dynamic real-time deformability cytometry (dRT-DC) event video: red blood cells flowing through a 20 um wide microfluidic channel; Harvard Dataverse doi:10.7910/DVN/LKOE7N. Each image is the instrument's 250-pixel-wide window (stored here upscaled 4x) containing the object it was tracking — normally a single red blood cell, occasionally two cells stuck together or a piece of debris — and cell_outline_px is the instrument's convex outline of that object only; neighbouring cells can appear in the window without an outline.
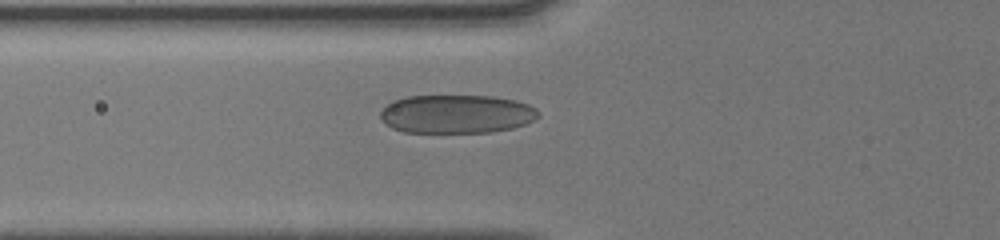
{"species": "human", "species_latin": "Homo sapiens", "temperature_condition": "cold", "stored_images_in_passage": 33, "camera_frame_rate_fps": 3000, "um_per_image_px": 0.085, "donor": {"sex": "male"}, "frame": {"image": 1, "passage_image": 2, "time_ms": 0.333, "image_size_px": [1000, 240], "cell_outline_px": [[540, 116], [524, 124], [512, 128], [492, 132], [404, 132], [392, 128], [380, 120], [380, 112], [392, 100], [404, 96], [496, 96], [516, 100], [528, 104], [536, 108], [540, 112]], "centroid_in_image_um": [38.8, 9.68], "position_along_channel_um": 87.0, "area_um2": 35.72}}
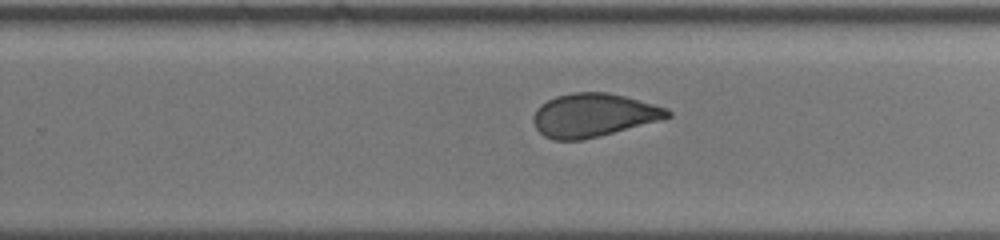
{"frame": {"image": 2, "passage_image": 16, "time_ms": 5.0, "image_size_px": [1000, 240], "cell_outline_px": [[672, 116], [660, 120], [600, 136], [580, 140], [552, 140], [544, 136], [536, 128], [532, 120], [532, 116], [536, 108], [540, 104], [556, 96], [572, 92], [608, 92], [624, 96], [668, 108], [672, 112]], "centroid_in_image_um": [50.42, 9.79], "position_along_channel_um": 279.4, "area_um2": 34.04}}
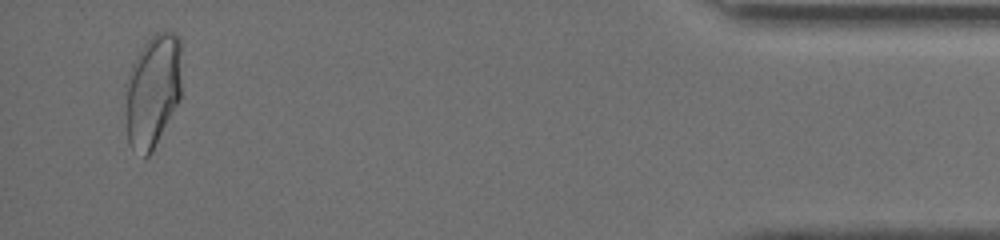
{"frame": {"image": 3, "passage_image": 31, "time_ms": 10.0, "image_size_px": [1000, 240], "cell_outline_px": [[180, 100], [148, 156], [144, 156], [132, 148], [128, 140], [124, 84], [132, 64], [144, 44], [156, 32], [176, 32], [180, 36]], "centroid_in_image_um": [12.97, 7.67], "position_along_channel_um": 422.2, "area_um2": 36.82}, "authors_computed_cell_mechanics": {"area_um2": 35.0268, "velocity_mm_per_s": 4.1246, "shape_relaxation_time_tau1_ms": 5.9282, "shape_relaxation_time_tau2_ms": 0.8201, "deformation_change_tau1": 0.1511, "deformation_change_tau2": 0.0722}}